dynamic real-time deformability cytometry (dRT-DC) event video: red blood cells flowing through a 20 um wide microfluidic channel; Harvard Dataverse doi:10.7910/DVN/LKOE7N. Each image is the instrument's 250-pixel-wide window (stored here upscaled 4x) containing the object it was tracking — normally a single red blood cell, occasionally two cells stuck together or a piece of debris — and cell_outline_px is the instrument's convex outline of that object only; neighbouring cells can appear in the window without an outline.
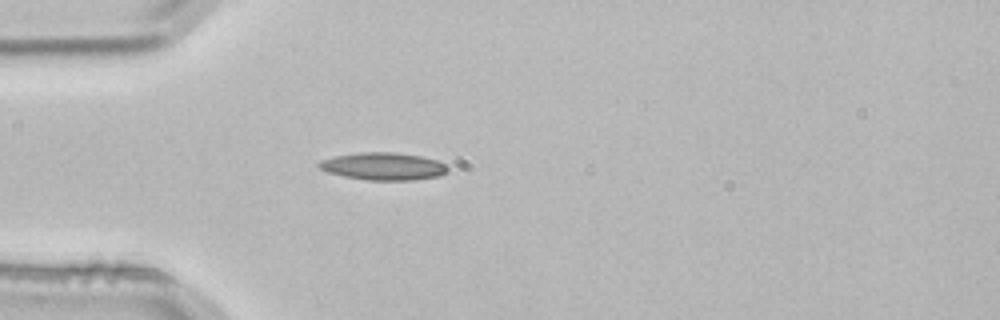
{"species": "common noctule bat (a hibernating species)", "species_latin": "Nyctalus noctula", "temperature_condition": "room temperature", "stored_images_in_passage": 3, "camera_frame_rate_fps": 3000, "um_per_image_px": 0.085, "animal": {"sex": "male", "body_mass_g": 21.5, "forearm_length_mm": 52.0}, "frame": {"image": 1, "passage_image": 3, "time_ms": 0.667, "image_size_px": [1000, 320], "cell_outline_px": [[448, 172], [440, 176], [412, 180], [368, 180], [344, 176], [328, 172], [320, 168], [316, 164], [320, 160], [336, 156], [360, 152], [396, 152], [420, 156], [436, 160], [444, 164], [448, 168]], "centroid_in_image_um": [32.59, 14.13], "position_along_channel_um": 52.4, "area_um2": 20.58}}